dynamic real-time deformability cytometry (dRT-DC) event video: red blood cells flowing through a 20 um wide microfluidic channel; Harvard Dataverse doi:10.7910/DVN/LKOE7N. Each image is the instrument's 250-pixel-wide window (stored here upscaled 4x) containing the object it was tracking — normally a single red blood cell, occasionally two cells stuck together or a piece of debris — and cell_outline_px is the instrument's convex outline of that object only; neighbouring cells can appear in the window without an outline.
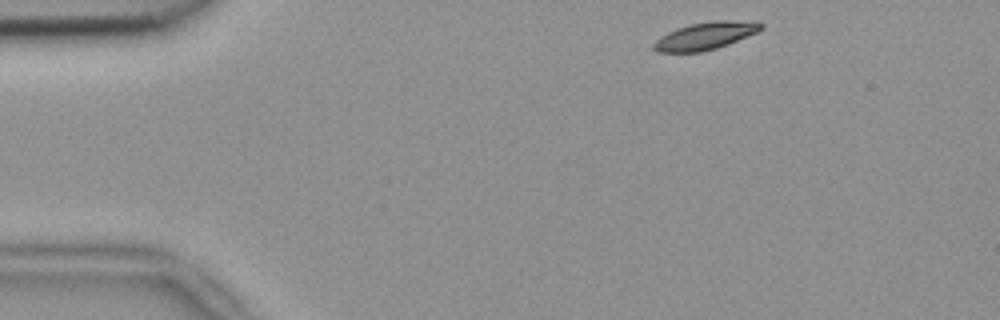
{"species": "common noctule bat (a hibernating species)", "species_latin": "Nyctalus noctula", "temperature_condition": "room temperature", "stored_images_in_passage": 46, "camera_frame_rate_fps": 3000, "um_per_image_px": 0.085, "animal": {"sex": "female", "body_mass_g": 18.4}, "frame": {"image": 1, "passage_image": 1, "time_ms": 0.0, "image_size_px": [1000, 320], "cell_outline_px": [[764, 28], [756, 32], [728, 44], [716, 48], [700, 52], [656, 52], [652, 48], [652, 44], [660, 36], [676, 28], [688, 24], [716, 20], [756, 20], [764, 24]], "centroid_in_image_um": [59.96, 3.03], "position_along_channel_um": 25.0, "area_um2": 17.4}}
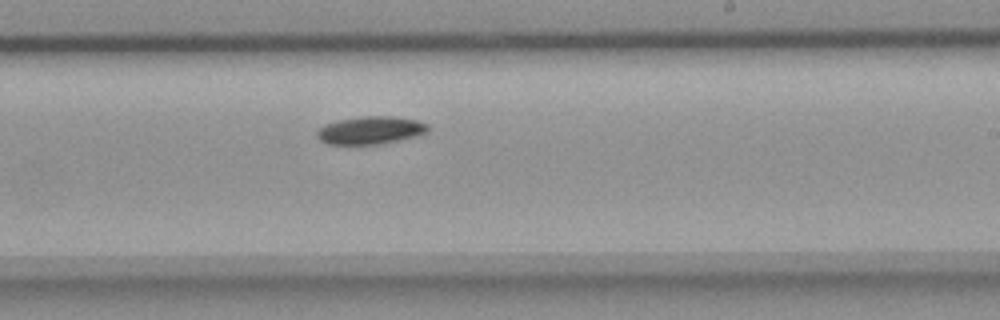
{"frame": {"image": 2, "passage_image": 25, "time_ms": 8.0, "image_size_px": [1000, 320], "cell_outline_px": [[428, 132], [420, 136], [384, 144], [328, 144], [320, 140], [316, 136], [316, 132], [324, 124], [340, 120], [364, 116], [392, 116], [416, 120], [428, 124]], "centroid_in_image_um": [31.53, 11.08], "position_along_channel_um": 257.5, "area_um2": 18.15}}
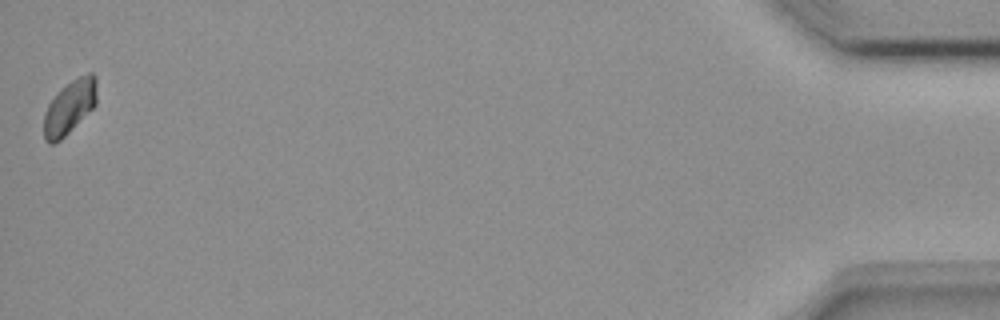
{"frame": {"image": 3, "passage_image": 46, "time_ms": 15.0, "image_size_px": [1000, 320], "cell_outline_px": [[96, 104], [60, 140], [52, 144], [48, 144], [44, 140], [44, 112], [48, 104], [60, 88], [72, 80], [88, 72], [92, 72], [96, 76]], "centroid_in_image_um": [5.89, 9.08], "position_along_channel_um": 429.3, "area_um2": 16.47}, "authors_computed_cell_mechanics": {"area_um2": 17.4267, "velocity_mm_per_s": 3.7899, "shape_relaxation_time_tau1_ms": 4.0218, "shape_relaxation_time_tau2_ms": null, "deformation_change_tau1": 0.0782, "deformation_change_tau2": null}}